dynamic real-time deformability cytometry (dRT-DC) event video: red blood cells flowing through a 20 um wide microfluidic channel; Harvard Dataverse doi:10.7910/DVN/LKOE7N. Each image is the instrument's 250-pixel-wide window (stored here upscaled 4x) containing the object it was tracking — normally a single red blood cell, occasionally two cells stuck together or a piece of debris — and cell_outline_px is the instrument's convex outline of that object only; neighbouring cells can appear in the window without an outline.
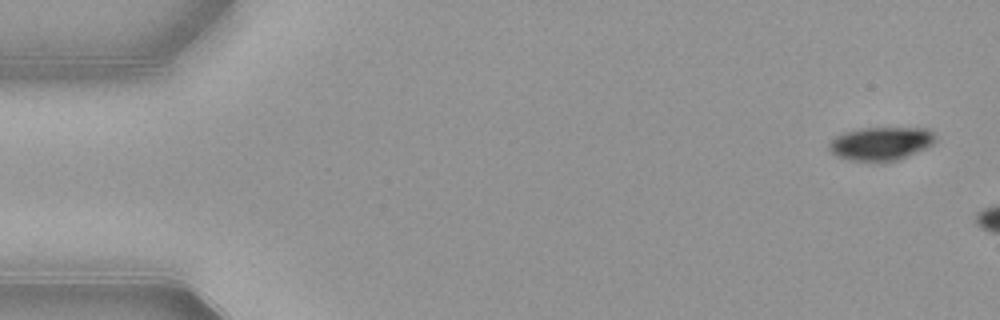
{"species": "common noctule bat (a hibernating species)", "species_latin": "Nyctalus noctula", "temperature_condition": "warm", "stored_images_in_passage": 11, "camera_frame_rate_fps": 3000, "um_per_image_px": 0.085, "animal": {"sex": "female", "body_mass_g": 21.9}, "frame": {"image": 1, "passage_image": 1, "time_ms": 0.0, "image_size_px": [1000, 320], "cell_outline_px": [[936, 140], [932, 144], [924, 148], [896, 160], [884, 164], [852, 160], [836, 156], [828, 152], [828, 140], [844, 132], [860, 128], [928, 128], [936, 132]], "centroid_in_image_um": [74.83, 12.21], "position_along_channel_um": 10.2, "area_um2": 21.21}}